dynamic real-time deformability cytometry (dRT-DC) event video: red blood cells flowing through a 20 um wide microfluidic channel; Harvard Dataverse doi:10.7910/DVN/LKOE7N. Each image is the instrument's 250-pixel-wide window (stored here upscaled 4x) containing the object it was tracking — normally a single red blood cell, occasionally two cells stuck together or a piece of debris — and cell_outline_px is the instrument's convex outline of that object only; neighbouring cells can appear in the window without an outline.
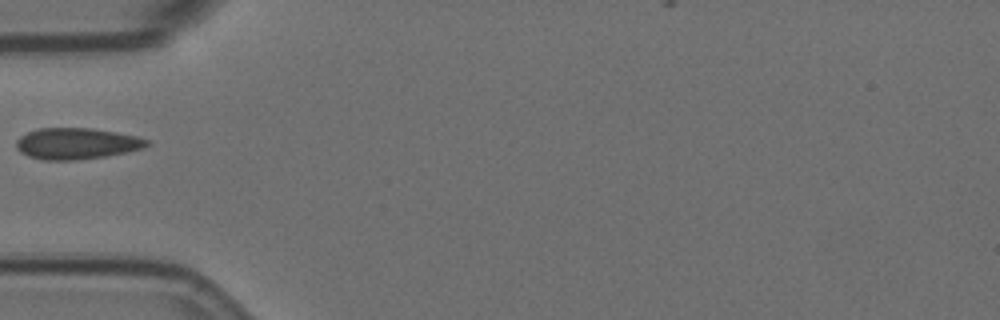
{"species": "Egyptian fruit bat (a non-hibernating species)", "species_latin": "Rousettus aegyptiacus", "temperature_condition": "room temperature", "stored_images_in_passage": 10, "camera_frame_rate_fps": 3000, "um_per_image_px": 0.085, "animal": {"sex": "female"}, "frame": {"image": 1, "passage_image": 4, "time_ms": 4.333, "image_size_px": [1000, 320], "cell_outline_px": [[152, 144], [144, 148], [104, 156], [76, 160], [44, 160], [28, 156], [20, 152], [16, 148], [16, 140], [20, 136], [28, 132], [40, 128], [88, 128], [136, 136], [148, 140]], "centroid_in_image_um": [6.48, 12.21], "position_along_channel_um": 78.5, "area_um2": 23.58}}
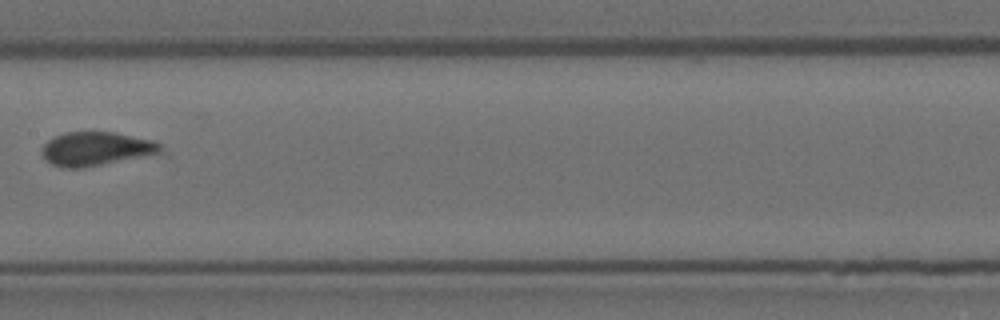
{"frame": {"image": 2, "passage_image": 7, "time_ms": 7.667, "image_size_px": [1000, 320], "cell_outline_px": [[164, 148], [160, 152], [148, 156], [80, 168], [64, 168], [52, 164], [44, 156], [44, 144], [48, 140], [64, 132], [116, 132], [152, 140], [160, 144]], "centroid_in_image_um": [8.21, 12.64], "position_along_channel_um": 199.2, "area_um2": 23.12}}
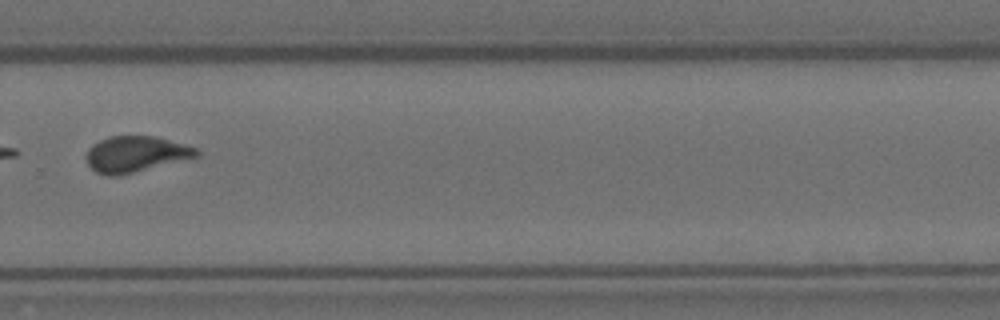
{"frame": {"image": 3, "passage_image": 10, "time_ms": 11.0, "image_size_px": [1000, 320], "cell_outline_px": [[200, 156], [116, 176], [112, 176], [96, 172], [88, 164], [88, 148], [92, 144], [108, 136], [156, 136], [184, 144], [196, 148], [200, 152]], "centroid_in_image_um": [11.55, 13.08], "position_along_channel_um": 318.3, "area_um2": 22.77}}